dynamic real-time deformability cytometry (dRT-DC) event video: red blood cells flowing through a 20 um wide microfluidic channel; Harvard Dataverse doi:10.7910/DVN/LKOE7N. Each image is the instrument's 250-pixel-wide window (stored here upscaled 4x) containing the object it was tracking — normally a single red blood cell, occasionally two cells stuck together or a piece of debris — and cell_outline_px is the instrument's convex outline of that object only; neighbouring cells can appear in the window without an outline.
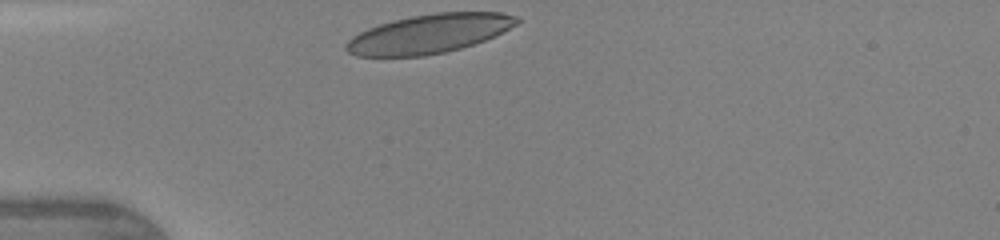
{"species": "human", "species_latin": "Homo sapiens", "temperature_condition": "warm", "stored_images_in_passage": 27, "camera_frame_rate_fps": 3000, "um_per_image_px": 0.085, "donor": {"sex": "female"}, "frame": {"image": 1, "passage_image": 1, "time_ms": 0.0, "image_size_px": [1000, 240], "cell_outline_px": [[520, 20], [516, 24], [496, 36], [460, 48], [444, 52], [424, 56], [356, 56], [348, 52], [344, 48], [344, 44], [352, 36], [368, 28], [392, 20], [412, 16], [436, 12], [500, 12], [516, 16]], "centroid_in_image_um": [36.45, 2.87], "position_along_channel_um": 48.5, "area_um2": 38.67}}
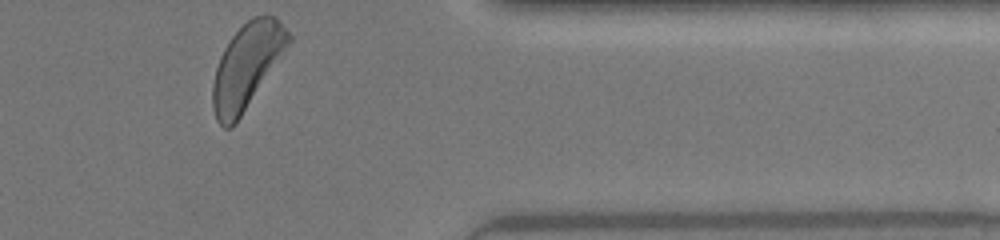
{"frame": {"image": 2, "passage_image": 27, "time_ms": 8.667, "image_size_px": [1000, 240], "cell_outline_px": [[292, 40], [236, 124], [232, 128], [224, 128], [216, 120], [212, 108], [212, 84], [216, 68], [220, 56], [224, 48], [232, 36], [252, 16], [264, 12], [268, 12], [276, 16], [280, 20], [292, 36]], "centroid_in_image_um": [20.99, 5.59], "position_along_channel_um": 390.4, "area_um2": 37.69}, "authors_computed_cell_mechanics": {"area_um2": 38.0902, "velocity_mm_per_s": 4.3213, "shape_relaxation_time_tau1_ms": 2.7326, "shape_relaxation_time_tau2_ms": null, "deformation_change_tau1": 0.138, "deformation_change_tau2": null}}